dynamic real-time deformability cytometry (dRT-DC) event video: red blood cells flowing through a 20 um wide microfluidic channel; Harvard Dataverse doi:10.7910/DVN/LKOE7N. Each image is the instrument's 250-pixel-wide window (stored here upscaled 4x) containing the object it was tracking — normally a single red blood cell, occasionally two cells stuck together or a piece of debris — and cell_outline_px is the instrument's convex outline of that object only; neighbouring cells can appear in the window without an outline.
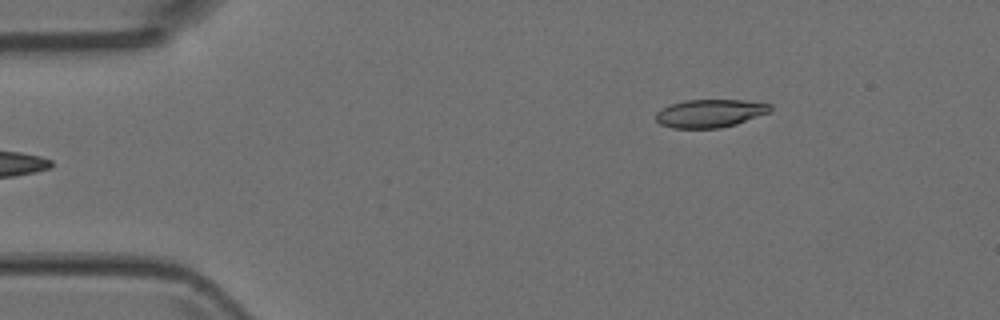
{"species": "Egyptian fruit bat (a non-hibernating species)", "species_latin": "Rousettus aegyptiacus", "temperature_condition": "room temperature", "stored_images_in_passage": 2, "camera_frame_rate_fps": 3000, "um_per_image_px": 0.085, "animal": {"sex": "female"}, "frame": {"image": 1, "passage_image": 2, "time_ms": 0.333, "image_size_px": [1000, 320], "cell_outline_px": [[772, 108], [768, 112], [736, 124], [720, 128], [672, 128], [660, 124], [656, 120], [656, 112], [660, 108], [668, 104], [684, 100], [744, 100], [772, 104]], "centroid_in_image_um": [60.3, 9.62], "position_along_channel_um": 24.7, "area_um2": 18.79}}